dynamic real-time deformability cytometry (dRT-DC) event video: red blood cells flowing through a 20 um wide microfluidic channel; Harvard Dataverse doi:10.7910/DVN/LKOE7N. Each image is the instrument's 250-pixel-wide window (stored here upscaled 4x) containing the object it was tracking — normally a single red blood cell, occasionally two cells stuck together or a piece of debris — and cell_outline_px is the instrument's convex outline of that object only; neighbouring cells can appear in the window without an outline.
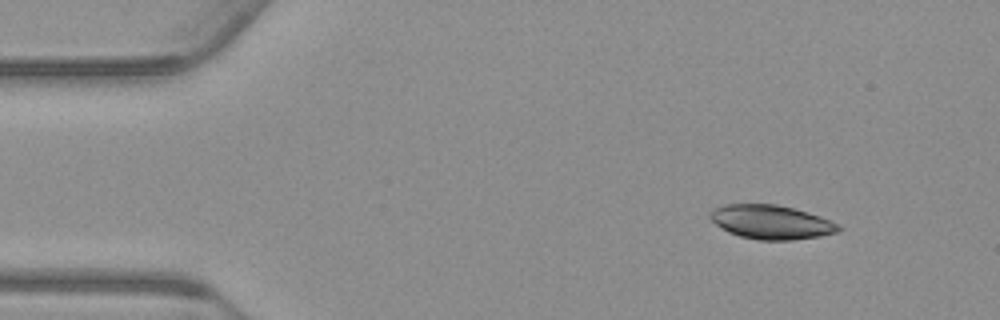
{"species": "common noctule bat (a hibernating species)", "species_latin": "Nyctalus noctula", "temperature_condition": "warm", "stored_images_in_passage": 49, "camera_frame_rate_fps": 3000, "um_per_image_px": 0.085, "animal": {"sex": "male", "body_mass_g": 23.1, "forearm_length_mm": 52.7}, "frame": {"image": 1, "passage_image": 1, "time_ms": 0.0, "image_size_px": [1000, 320], "cell_outline_px": [[844, 228], [840, 232], [820, 236], [792, 240], [756, 240], [740, 236], [728, 232], [716, 224], [708, 216], [708, 212], [712, 208], [724, 204], [776, 204], [808, 212], [820, 216], [840, 224]], "centroid_in_image_um": [65.56, 18.88], "position_along_channel_um": 19.4, "area_um2": 25.78}}
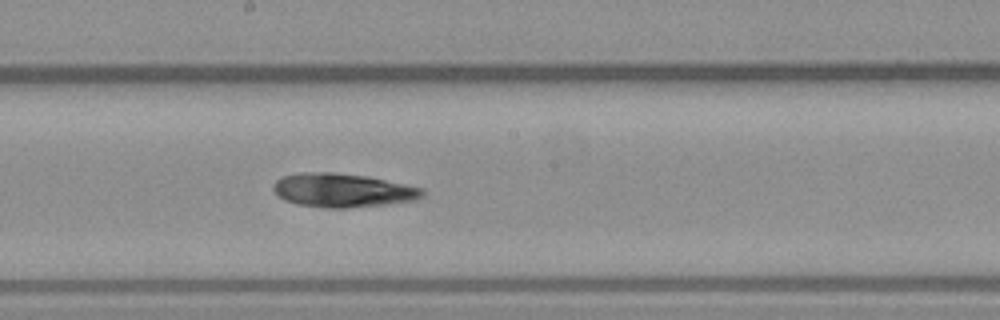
{"frame": {"image": 2, "passage_image": 24, "time_ms": 7.667, "image_size_px": [1000, 320], "cell_outline_px": [[424, 196], [416, 200], [388, 204], [348, 208], [324, 208], [296, 204], [284, 200], [272, 188], [272, 184], [276, 180], [284, 176], [300, 172], [332, 172], [368, 176], [424, 188]], "centroid_in_image_um": [29.14, 16.18], "position_along_channel_um": 219.1, "area_um2": 29.59}}
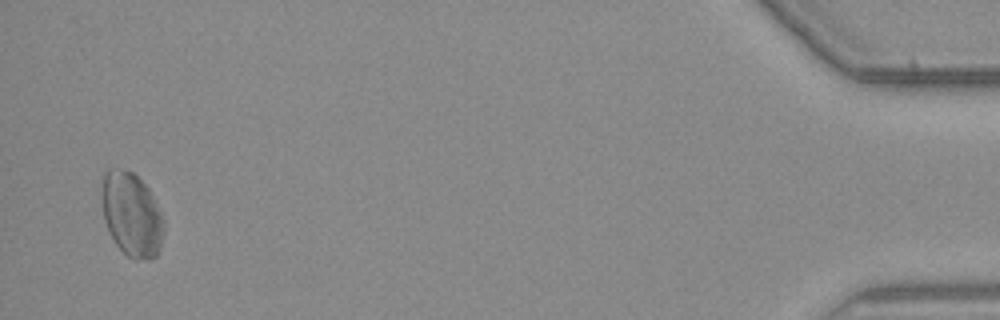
{"frame": {"image": 3, "passage_image": 48, "time_ms": 15.667, "image_size_px": [1000, 320], "cell_outline_px": [[164, 232], [160, 248], [156, 256], [148, 260], [132, 260], [116, 244], [108, 232], [104, 220], [104, 172], [108, 168], [116, 168], [132, 172], [148, 188], [164, 220]], "centroid_in_image_um": [11.22, 18.28], "position_along_channel_um": 424.0, "area_um2": 29.94}, "authors_computed_cell_mechanics": {"area_um2": 28.611, "velocity_mm_per_s": 3.7385, "shape_relaxation_time_tau1_ms": 3.5059, "shape_relaxation_time_tau2_ms": 4.6018, "deformation_change_tau1": 0.0987, "deformation_change_tau2": 0.1129}}